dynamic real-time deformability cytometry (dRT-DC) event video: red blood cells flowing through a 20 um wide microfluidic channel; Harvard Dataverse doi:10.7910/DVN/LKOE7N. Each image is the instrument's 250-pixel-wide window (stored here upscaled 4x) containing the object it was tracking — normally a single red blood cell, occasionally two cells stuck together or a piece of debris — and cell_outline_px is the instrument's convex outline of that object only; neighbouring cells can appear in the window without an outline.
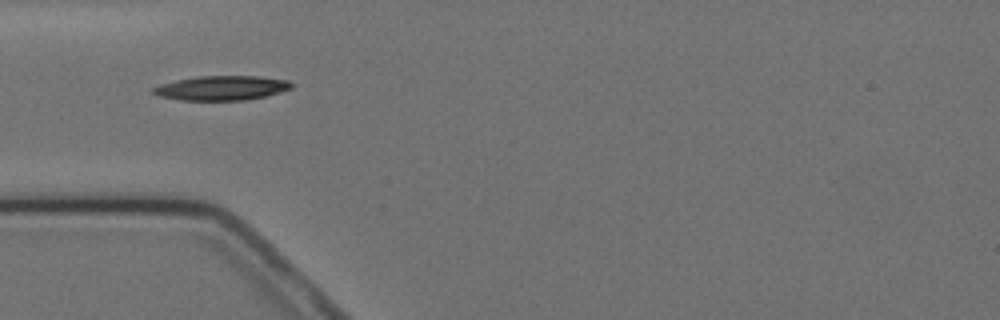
{"species": "Egyptian fruit bat (a non-hibernating species)", "species_latin": "Rousettus aegyptiacus", "temperature_condition": "cold", "stored_images_in_passage": 5, "camera_frame_rate_fps": 3000, "um_per_image_px": 0.085, "animal": {"sex": "female"}, "frame": {"image": 1, "passage_image": 3, "time_ms": 2.333, "image_size_px": [1000, 320], "cell_outline_px": [[292, 88], [280, 92], [264, 96], [244, 100], [180, 100], [160, 96], [152, 92], [152, 88], [160, 84], [176, 80], [200, 76], [260, 76], [288, 80], [292, 84]], "centroid_in_image_um": [18.84, 7.47], "position_along_channel_um": 66.2, "area_um2": 19.59}}
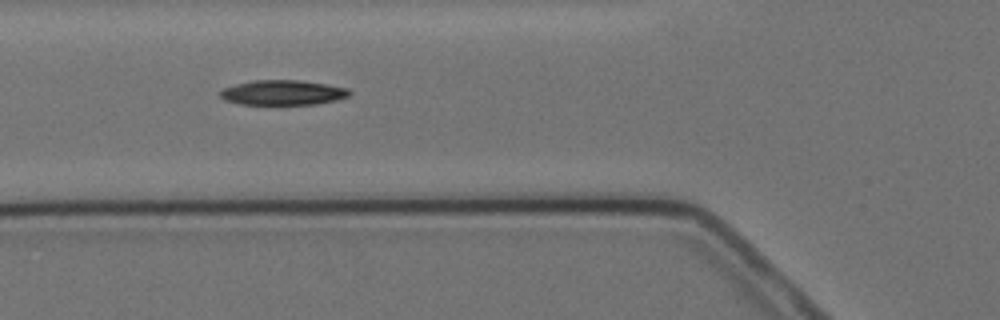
{"frame": {"image": 2, "passage_image": 4, "time_ms": 3.333, "image_size_px": [1000, 320], "cell_outline_px": [[352, 92], [348, 96], [336, 100], [312, 104], [240, 104], [224, 100], [220, 96], [220, 92], [224, 88], [236, 84], [252, 80], [300, 80], [348, 88]], "centroid_in_image_um": [24.03, 7.86], "position_along_channel_um": 101.8, "area_um2": 18.61}}
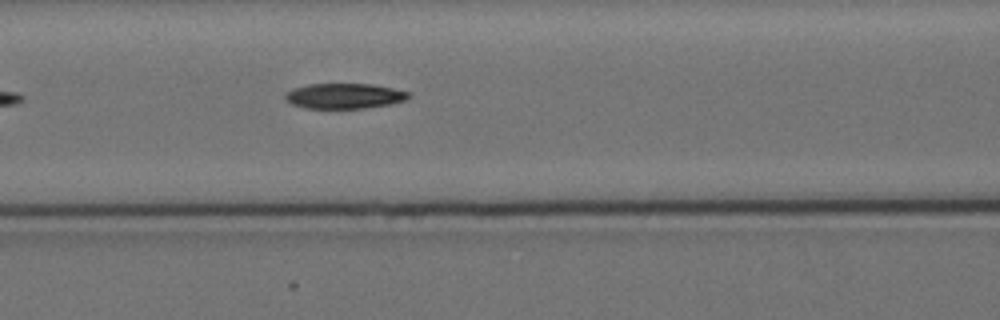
{"frame": {"image": 3, "passage_image": 5, "time_ms": 4.333, "image_size_px": [1000, 320], "cell_outline_px": [[412, 96], [408, 100], [392, 104], [364, 108], [304, 108], [292, 104], [284, 96], [292, 88], [308, 84], [372, 84], [392, 88], [408, 92]], "centroid_in_image_um": [29.31, 8.16], "position_along_channel_um": 137.3, "area_um2": 18.21}}